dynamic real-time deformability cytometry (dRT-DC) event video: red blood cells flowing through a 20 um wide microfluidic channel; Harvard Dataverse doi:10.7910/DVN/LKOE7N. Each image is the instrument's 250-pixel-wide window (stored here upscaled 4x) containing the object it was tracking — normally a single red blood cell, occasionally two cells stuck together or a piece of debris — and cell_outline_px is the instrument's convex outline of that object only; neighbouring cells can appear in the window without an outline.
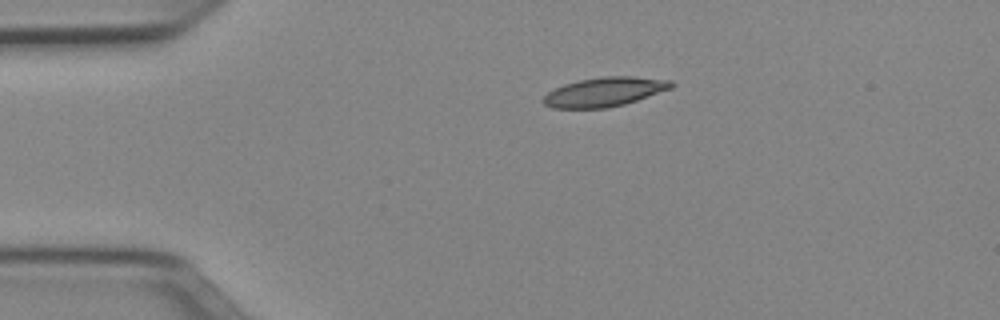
{"species": "Egyptian fruit bat (a non-hibernating species)", "species_latin": "Rousettus aegyptiacus", "temperature_condition": "cold", "stored_images_in_passage": 35, "camera_frame_rate_fps": 3000, "um_per_image_px": 0.085, "animal": {"sex": "female"}, "frame": {"image": 1, "passage_image": 1, "time_ms": 0.0, "image_size_px": [1000, 320], "cell_outline_px": [[676, 84], [672, 88], [624, 104], [608, 108], [552, 108], [544, 104], [540, 100], [548, 92], [564, 84], [580, 80], [604, 76], [632, 76], [672, 80]], "centroid_in_image_um": [51.39, 7.81], "position_along_channel_um": 33.6, "area_um2": 21.79}}
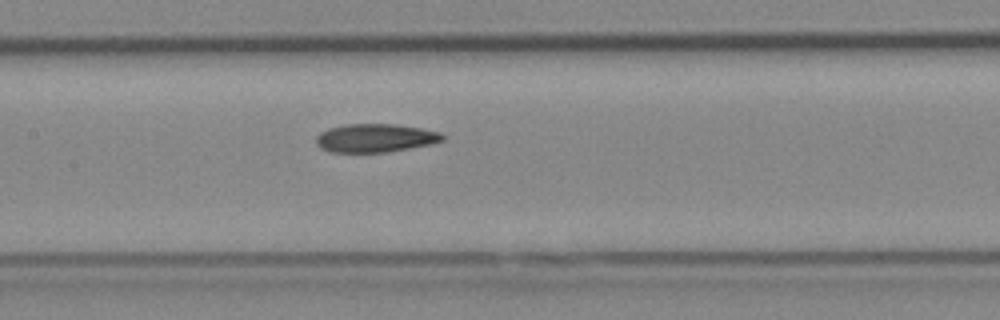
{"frame": {"image": 2, "passage_image": 15, "time_ms": 4.667, "image_size_px": [1000, 320], "cell_outline_px": [[444, 140], [432, 144], [388, 152], [328, 152], [320, 148], [316, 144], [316, 136], [320, 132], [328, 128], [348, 124], [392, 124], [420, 128], [440, 132], [444, 136]], "centroid_in_image_um": [31.88, 11.74], "position_along_channel_um": 175.5, "area_um2": 20.98}}
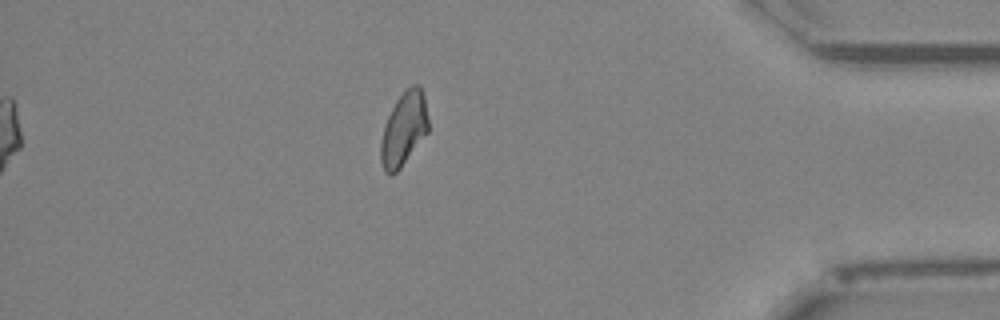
{"frame": {"image": 3, "passage_image": 35, "time_ms": 11.333, "image_size_px": [1000, 320], "cell_outline_px": [[428, 132], [400, 168], [392, 176], [384, 172], [380, 160], [380, 140], [384, 124], [396, 100], [404, 88], [412, 84], [420, 84], [424, 96], [428, 120]], "centroid_in_image_um": [34.3, 10.95], "position_along_channel_um": 400.9, "area_um2": 20.63}, "authors_computed_cell_mechanics": {"area_um2": 21.1548, "velocity_mm_per_s": 3.9622, "shape_relaxation_time_tau1_ms": null, "shape_relaxation_time_tau2_ms": 6.445, "deformation_change_tau1": null, "deformation_change_tau2": 0.1186}}